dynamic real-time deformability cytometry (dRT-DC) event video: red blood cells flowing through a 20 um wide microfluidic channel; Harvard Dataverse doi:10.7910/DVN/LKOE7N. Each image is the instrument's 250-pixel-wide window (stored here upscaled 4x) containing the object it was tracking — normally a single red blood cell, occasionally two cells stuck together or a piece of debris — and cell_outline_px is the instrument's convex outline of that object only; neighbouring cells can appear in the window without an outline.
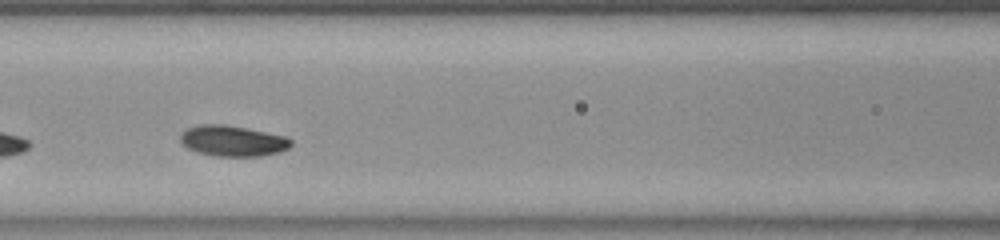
{"species": "common noctule bat (a hibernating species)", "species_latin": "Nyctalus noctula", "temperature_condition": "room temperature", "stored_images_in_passage": 30, "camera_frame_rate_fps": 3000, "um_per_image_px": 0.085, "animal": {"sex": "female", "body_mass_g": 23.0, "forearm_length_mm": 53.4}, "frame": {"image": 1, "passage_image": 9, "time_ms": 2.667, "image_size_px": [1000, 240], "cell_outline_px": [[292, 144], [288, 148], [280, 152], [260, 156], [216, 156], [196, 152], [188, 148], [180, 140], [180, 136], [188, 128], [200, 124], [224, 124], [284, 136], [292, 140]], "centroid_in_image_um": [19.78, 11.98], "position_along_channel_um": 146.8, "area_um2": 19.59}}
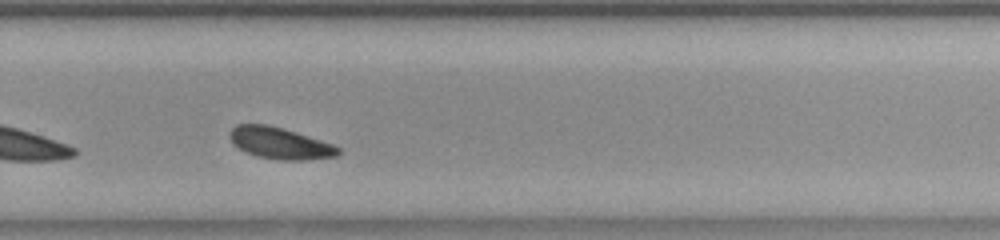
{"frame": {"image": 2, "passage_image": 22, "time_ms": 7.0, "image_size_px": [1000, 240], "cell_outline_px": [[340, 152], [336, 156], [304, 160], [280, 160], [256, 156], [244, 152], [232, 144], [228, 136], [228, 132], [236, 124], [268, 124], [332, 144], [340, 148]], "centroid_in_image_um": [23.71, 12.17], "position_along_channel_um": 306.1, "area_um2": 19.88}, "authors_computed_cell_mechanics": {"area_um2": 19.5942, "velocity_mm_per_s": 3.6758, "shape_relaxation_time_tau1_ms": 1.1745, "shape_relaxation_time_tau2_ms": 4.2705, "deformation_change_tau1": 0.096, "deformation_change_tau2": 0.0689}}